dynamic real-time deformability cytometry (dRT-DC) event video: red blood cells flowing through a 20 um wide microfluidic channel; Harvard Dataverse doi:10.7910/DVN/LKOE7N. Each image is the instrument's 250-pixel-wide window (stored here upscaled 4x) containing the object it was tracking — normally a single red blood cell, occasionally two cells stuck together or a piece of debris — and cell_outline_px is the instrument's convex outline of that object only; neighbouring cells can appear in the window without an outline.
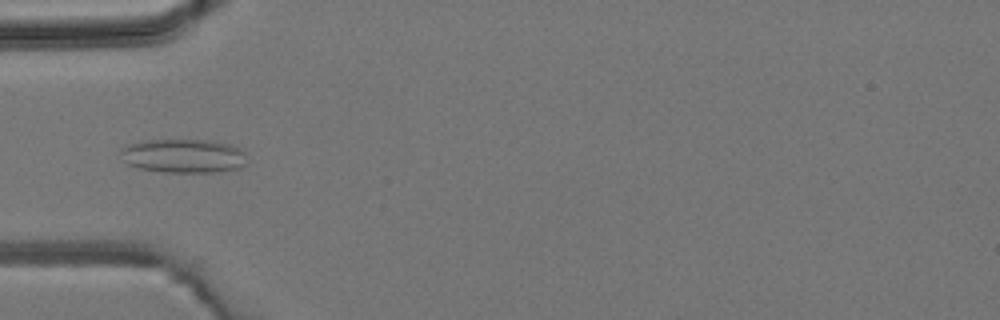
{"species": "common noctule bat (a hibernating species)", "species_latin": "Nyctalus noctula", "temperature_condition": "room temperature", "stored_images_in_passage": 4, "camera_frame_rate_fps": 3000, "um_per_image_px": 0.085, "animal": {"sex": "male", "body_mass_g": 19.2, "forearm_length_mm": 51.8}, "frame": {"image": 1, "passage_image": 4, "time_ms": 4.333, "image_size_px": [1000, 320], "cell_outline_px": [[244, 164], [240, 168], [216, 172], [164, 172], [140, 168], [128, 164], [124, 160], [120, 152], [120, 148], [128, 144], [144, 140], [212, 140], [232, 144], [240, 148], [244, 152]], "centroid_in_image_um": [15.59, 13.24], "position_along_channel_um": 69.4, "area_um2": 25.03}}